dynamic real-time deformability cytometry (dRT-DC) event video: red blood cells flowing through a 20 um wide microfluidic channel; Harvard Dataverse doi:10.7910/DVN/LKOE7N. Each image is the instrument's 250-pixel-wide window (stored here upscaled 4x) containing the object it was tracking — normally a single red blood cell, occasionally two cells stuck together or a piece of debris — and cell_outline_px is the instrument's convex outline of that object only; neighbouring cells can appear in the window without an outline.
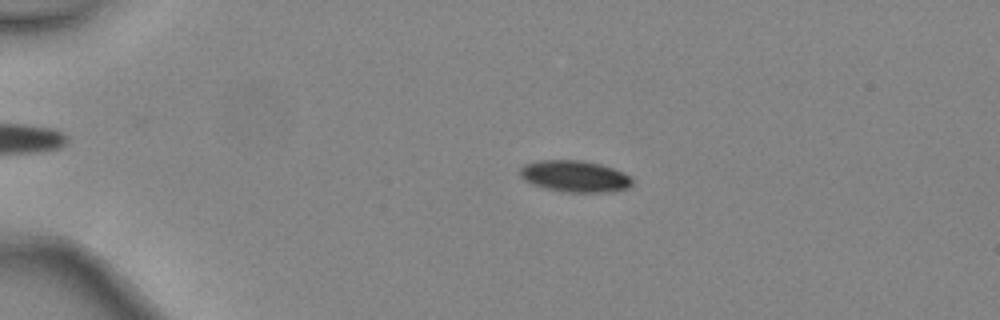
{"species": "common noctule bat (a hibernating species)", "species_latin": "Nyctalus noctula", "temperature_condition": "warm", "stored_images_in_passage": 19, "camera_frame_rate_fps": 3000, "um_per_image_px": 0.085, "animal": {"sex": "female", "body_mass_g": 24.6, "forearm_length_mm": 56.2}, "frame": {"image": 1, "passage_image": 11, "time_ms": 3.333, "image_size_px": [1000, 320], "cell_outline_px": [[632, 184], [628, 188], [612, 192], [564, 192], [544, 188], [532, 184], [524, 180], [520, 176], [520, 168], [524, 164], [536, 160], [580, 160], [600, 164], [624, 172], [632, 180]], "centroid_in_image_um": [48.83, 14.98], "position_along_channel_um": 36.2, "area_um2": 20.75}}
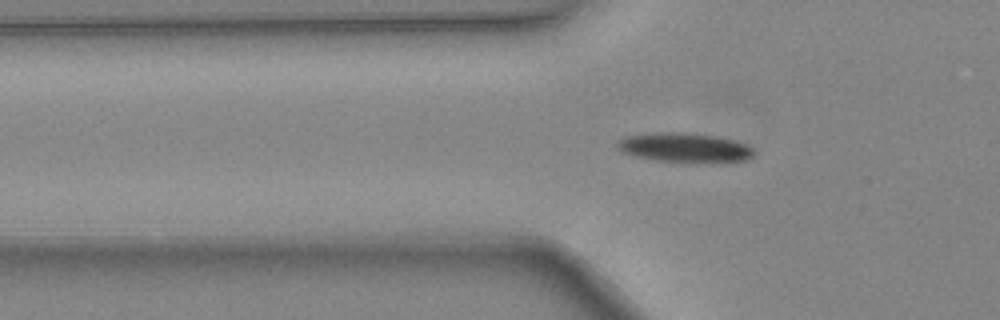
{"frame": {"image": 2, "passage_image": 17, "time_ms": 5.333, "image_size_px": [1000, 320], "cell_outline_px": [[756, 152], [748, 160], [712, 164], [688, 164], [656, 160], [636, 156], [620, 152], [616, 148], [616, 140], [624, 136], [656, 132], [688, 132], [716, 136], [748, 144]], "centroid_in_image_um": [58.21, 12.58], "position_along_channel_um": 67.6, "area_um2": 24.51}}